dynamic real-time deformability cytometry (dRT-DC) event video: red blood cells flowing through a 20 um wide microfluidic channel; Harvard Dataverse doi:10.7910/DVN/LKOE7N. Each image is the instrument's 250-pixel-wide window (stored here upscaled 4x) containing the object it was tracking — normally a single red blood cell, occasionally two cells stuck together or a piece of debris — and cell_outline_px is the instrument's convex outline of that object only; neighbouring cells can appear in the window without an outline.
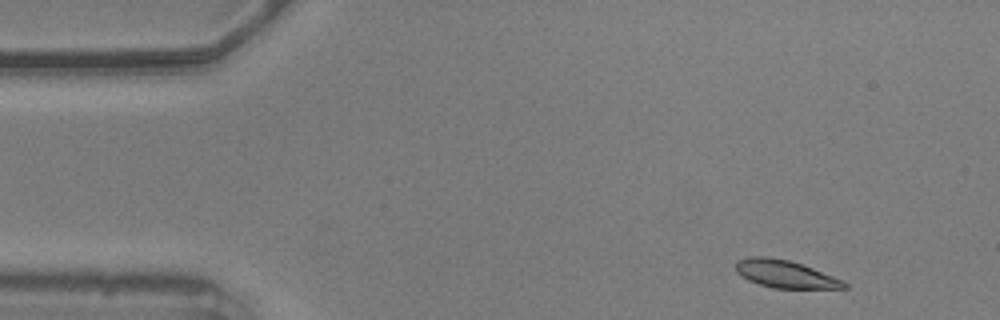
{"species": "common noctule bat (a hibernating species)", "species_latin": "Nyctalus noctula", "temperature_condition": "warm", "stored_images_in_passage": 53, "camera_frame_rate_fps": 3000, "um_per_image_px": 0.085, "animal": {"sex": "male", "body_mass_g": 20.5, "forearm_length_mm": 52.5}, "frame": {"image": 1, "passage_image": 2, "time_ms": 0.333, "image_size_px": [1000, 320], "cell_outline_px": [[848, 288], [772, 288], [748, 280], [740, 276], [736, 272], [736, 260], [752, 256], [768, 256], [788, 260], [812, 268], [844, 280], [848, 284]], "centroid_in_image_um": [66.72, 23.29], "position_along_channel_um": 18.3, "area_um2": 17.4}}
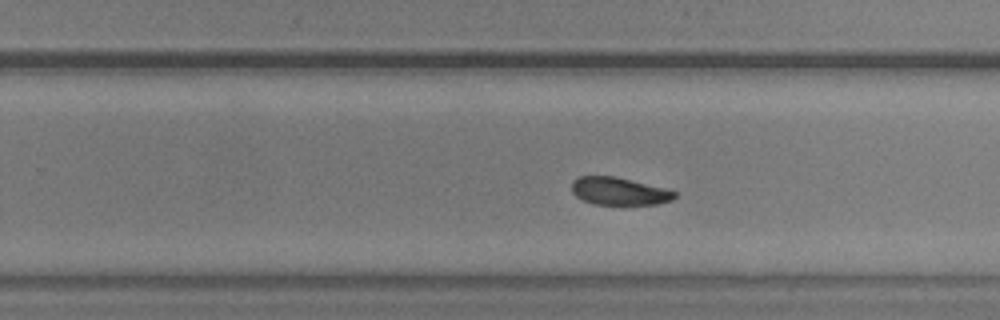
{"frame": {"image": 2, "passage_image": 31, "time_ms": 10.0, "image_size_px": [1000, 320], "cell_outline_px": [[676, 196], [672, 200], [660, 204], [592, 204], [580, 200], [572, 192], [572, 180], [580, 176], [616, 176], [664, 188], [676, 192]], "centroid_in_image_um": [52.59, 16.25], "position_along_channel_um": 277.2, "area_um2": 16.65}}
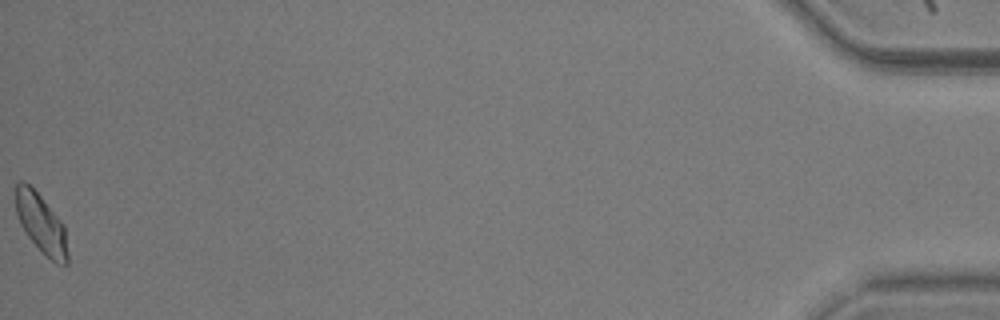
{"frame": {"image": 3, "passage_image": 53, "time_ms": 17.333, "image_size_px": [1000, 320], "cell_outline_px": [[68, 264], [56, 264], [28, 236], [20, 224], [16, 212], [16, 184], [20, 180], [24, 180], [40, 196], [64, 224], [68, 256]], "centroid_in_image_um": [3.5, 18.99], "position_along_channel_um": 431.7, "area_um2": 17.51}, "authors_computed_cell_mechanics": {"area_um2": 17.8024, "velocity_mm_per_s": 3.548, "shape_relaxation_time_tau1_ms": 3.4723, "shape_relaxation_time_tau2_ms": 4.5401, "deformation_change_tau1": 0.1077, "deformation_change_tau2": 0.1011}}